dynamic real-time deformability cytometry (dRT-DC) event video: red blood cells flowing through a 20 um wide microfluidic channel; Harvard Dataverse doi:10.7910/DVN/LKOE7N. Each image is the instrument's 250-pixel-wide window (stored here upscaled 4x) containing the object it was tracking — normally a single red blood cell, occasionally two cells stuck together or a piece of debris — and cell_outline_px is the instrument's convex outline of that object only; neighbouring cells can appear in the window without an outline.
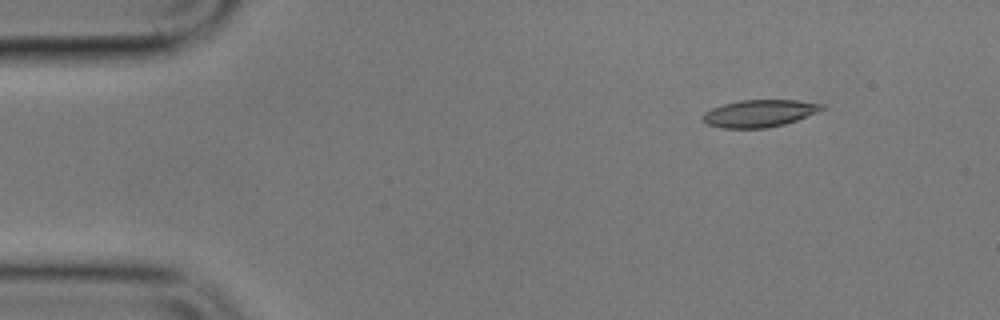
{"species": "common noctule bat (a hibernating species)", "species_latin": "Nyctalus noctula", "temperature_condition": "cold", "stored_images_in_passage": 5, "segment_of_instrument_passage": [1, 2], "camera_frame_rate_fps": 3000, "um_per_image_px": 0.085, "animal": {"sex": "male", "body_mass_g": 17.9}, "frame": {"image": 1, "passage_image": 1, "time_ms": 0.0, "image_size_px": [1000, 320], "cell_outline_px": [[824, 108], [816, 112], [796, 120], [784, 124], [768, 128], [724, 128], [708, 124], [700, 120], [700, 116], [704, 112], [712, 108], [724, 104], [740, 100], [796, 100], [824, 104]], "centroid_in_image_um": [64.5, 9.63], "position_along_channel_um": 20.5, "area_um2": 18.84}}
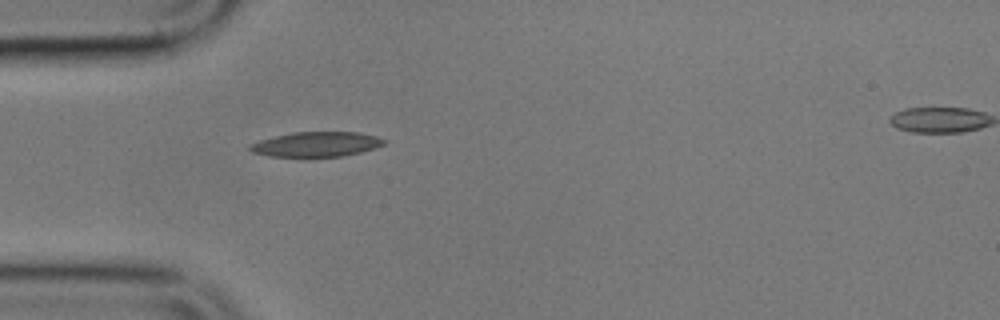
{"frame": {"image": 2, "passage_image": 4, "time_ms": 3.333, "image_size_px": [1000, 320], "cell_outline_px": [[388, 140], [384, 144], [376, 148], [344, 156], [268, 156], [252, 152], [248, 148], [248, 144], [260, 140], [292, 132], [360, 132], [376, 136]], "centroid_in_image_um": [26.91, 12.25], "position_along_channel_um": 58.1, "area_um2": 19.42}}